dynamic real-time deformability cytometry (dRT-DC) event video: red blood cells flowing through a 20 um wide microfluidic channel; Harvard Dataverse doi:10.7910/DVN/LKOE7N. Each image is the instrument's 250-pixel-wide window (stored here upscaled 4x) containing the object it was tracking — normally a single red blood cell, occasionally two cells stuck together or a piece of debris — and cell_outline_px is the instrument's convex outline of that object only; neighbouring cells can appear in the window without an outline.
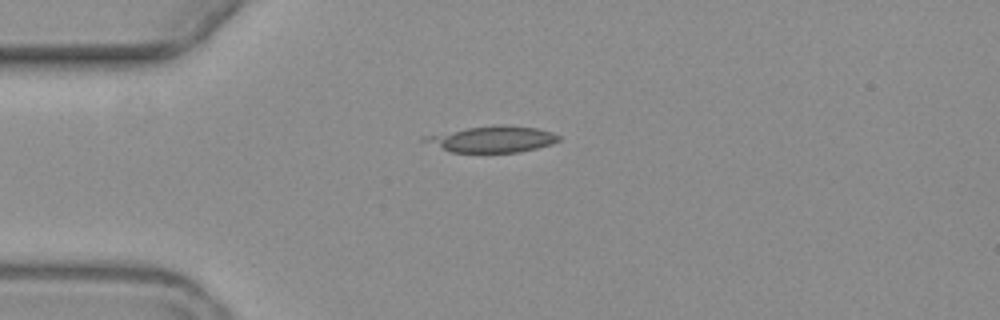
{"species": "common noctule bat (a hibernating species)", "species_latin": "Nyctalus noctula", "temperature_condition": "warm", "stored_images_in_passage": 4, "camera_frame_rate_fps": 3000, "um_per_image_px": 0.085, "animal": {"sex": "female", "body_mass_g": 19.3, "forearm_length_mm": 54.1}, "frame": {"image": 1, "passage_image": 1, "time_ms": 0.0, "image_size_px": [1000, 320], "cell_outline_px": [[560, 140], [536, 148], [520, 152], [452, 152], [420, 140], [420, 136], [468, 128], [496, 124], [504, 124], [536, 128], [552, 132], [560, 136]], "centroid_in_image_um": [41.82, 11.81], "position_along_channel_um": 43.2, "area_um2": 20.4}}
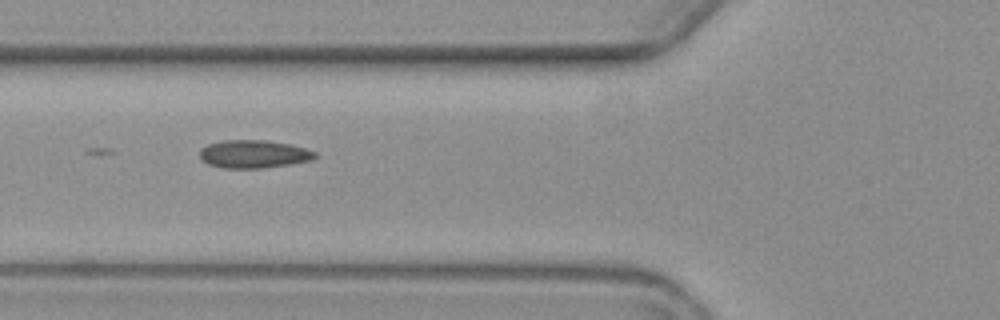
{"frame": {"image": 2, "passage_image": 3, "time_ms": 2.333, "image_size_px": [1000, 320], "cell_outline_px": [[320, 156], [312, 160], [292, 164], [264, 168], [224, 168], [208, 164], [200, 156], [200, 148], [208, 144], [224, 140], [268, 140], [288, 144], [304, 148], [316, 152]], "centroid_in_image_um": [21.6, 13.1], "position_along_channel_um": 104.2, "area_um2": 18.9}}
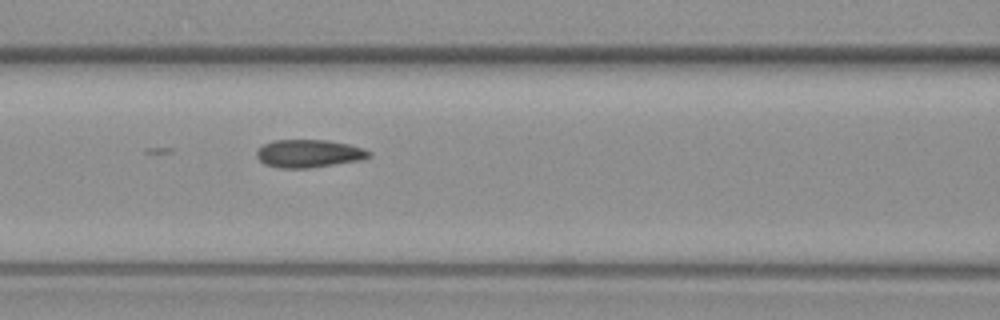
{"frame": {"image": 3, "passage_image": 4, "time_ms": 3.333, "image_size_px": [1000, 320], "cell_outline_px": [[372, 156], [364, 160], [308, 168], [276, 168], [264, 164], [256, 156], [256, 152], [264, 144], [272, 140], [328, 140], [348, 144], [364, 148], [372, 152]], "centroid_in_image_um": [26.29, 13.05], "position_along_channel_um": 140.3, "area_um2": 18.5}}